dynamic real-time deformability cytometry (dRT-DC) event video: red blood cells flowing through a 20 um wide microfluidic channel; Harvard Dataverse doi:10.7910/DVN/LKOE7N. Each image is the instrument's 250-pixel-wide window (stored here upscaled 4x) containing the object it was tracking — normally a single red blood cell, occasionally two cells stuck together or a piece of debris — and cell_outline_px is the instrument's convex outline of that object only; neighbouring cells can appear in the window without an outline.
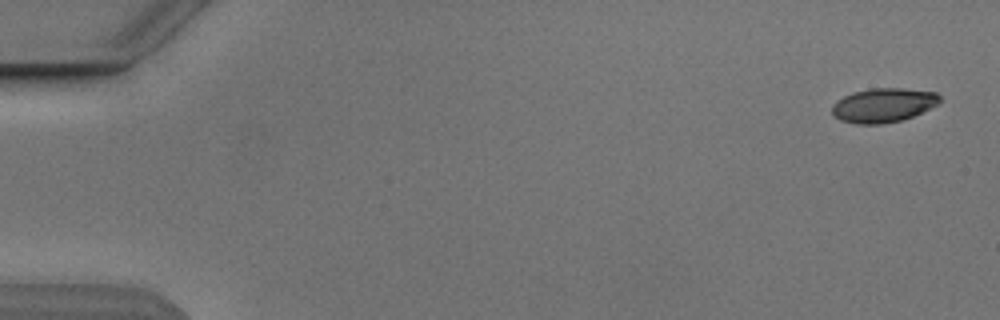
{"species": "Egyptian fruit bat (a non-hibernating species)", "species_latin": "Rousettus aegyptiacus", "temperature_condition": "cold", "stored_images_in_passage": 4, "camera_frame_rate_fps": 3000, "um_per_image_px": 0.085, "animal": {"sex": "male"}, "frame": {"image": 1, "passage_image": 1, "time_ms": 0.0, "image_size_px": [1000, 320], "cell_outline_px": [[940, 104], [912, 116], [900, 120], [880, 124], [856, 124], [840, 120], [832, 116], [832, 104], [836, 100], [852, 92], [872, 88], [904, 88], [936, 92], [940, 96]], "centroid_in_image_um": [75.06, 8.93], "position_along_channel_um": 9.9, "area_um2": 21.62}}